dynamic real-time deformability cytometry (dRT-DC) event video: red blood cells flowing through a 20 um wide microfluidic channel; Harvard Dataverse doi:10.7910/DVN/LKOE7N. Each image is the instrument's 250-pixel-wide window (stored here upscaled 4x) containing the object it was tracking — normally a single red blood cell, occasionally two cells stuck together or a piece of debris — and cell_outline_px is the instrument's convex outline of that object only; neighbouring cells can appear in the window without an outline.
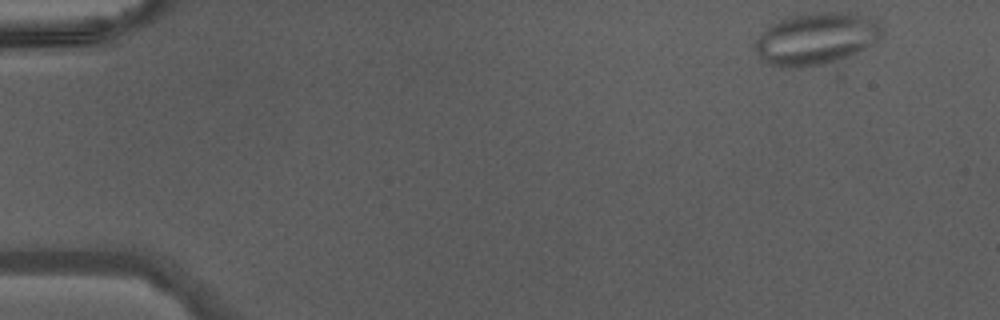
{"species": "Egyptian fruit bat (a non-hibernating species)", "species_latin": "Rousettus aegyptiacus", "temperature_condition": "warm", "stored_images_in_passage": 43, "segment_of_instrument_passage": [1, 2], "camera_frame_rate_fps": 3000, "um_per_image_px": 0.085, "animal": {"sex": "male"}, "frame": {"image": 1, "passage_image": 1, "time_ms": 0.0, "image_size_px": [1000, 320], "cell_outline_px": [[880, 36], [876, 40], [864, 48], [848, 56], [824, 64], [792, 68], [780, 68], [768, 64], [756, 52], [756, 40], [772, 24], [788, 16], [824, 12], [848, 12], [872, 16], [880, 24]], "centroid_in_image_um": [69.37, 3.28], "position_along_channel_um": 15.6, "area_um2": 37.92}}